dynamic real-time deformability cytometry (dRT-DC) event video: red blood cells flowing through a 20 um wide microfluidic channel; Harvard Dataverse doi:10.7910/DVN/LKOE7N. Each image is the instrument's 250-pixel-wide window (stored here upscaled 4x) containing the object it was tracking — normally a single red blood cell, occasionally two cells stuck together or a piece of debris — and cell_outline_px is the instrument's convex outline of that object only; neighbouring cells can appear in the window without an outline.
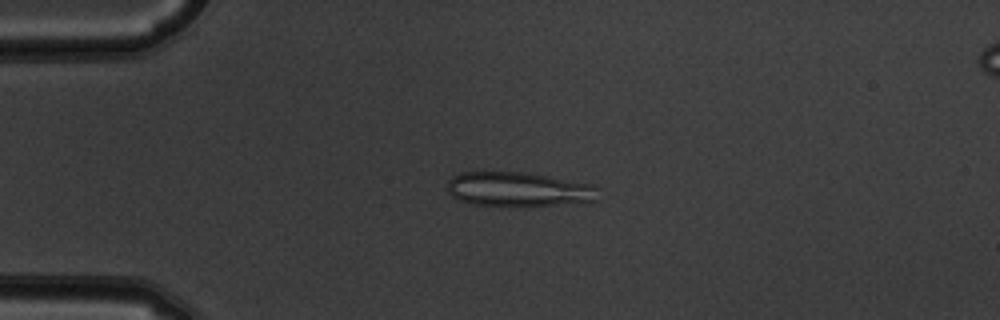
{"species": "common noctule bat (a hibernating species)", "species_latin": "Nyctalus noctula", "temperature_condition": "warm", "stored_images_in_passage": 52, "camera_frame_rate_fps": 3000, "um_per_image_px": 0.085, "animal": {"sex": "male", "body_mass_g": 19.5, "forearm_length_mm": 54.6}, "frame": {"image": 1, "passage_image": 12, "time_ms": 3.667, "image_size_px": [1000, 320], "cell_outline_px": [[600, 188], [596, 200], [552, 204], [468, 204], [452, 196], [448, 192], [448, 180], [452, 176], [460, 172], [524, 172], [596, 184]], "centroid_in_image_um": [44.07, 16.05], "position_along_channel_um": 40.9, "area_um2": 29.65}}
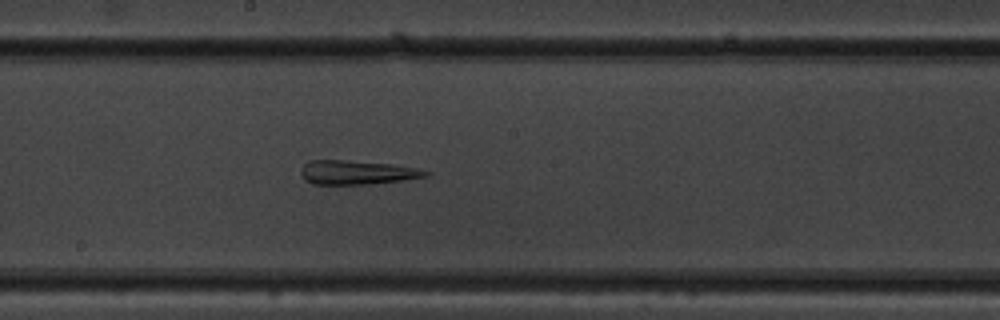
{"frame": {"image": 2, "passage_image": 28, "time_ms": 9.0, "image_size_px": [1000, 320], "cell_outline_px": [[432, 172], [428, 176], [404, 180], [372, 184], [312, 184], [304, 180], [300, 172], [300, 168], [308, 160], [344, 160], [392, 164], [416, 168]], "centroid_in_image_um": [30.32, 14.66], "position_along_channel_um": 217.9, "area_um2": 17.63}}
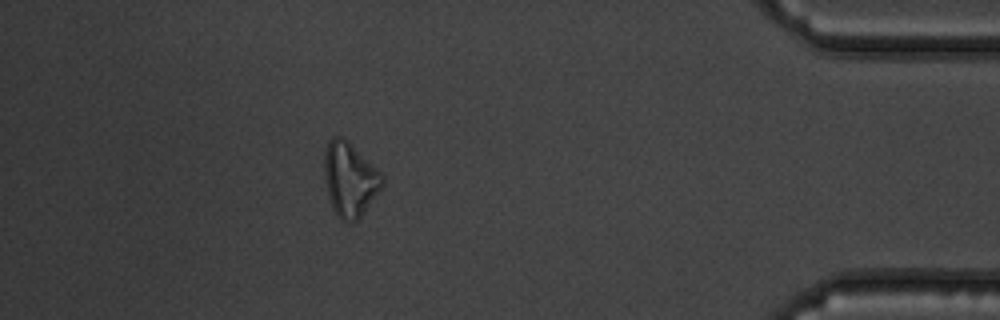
{"frame": {"image": 3, "passage_image": 46, "time_ms": 15.0, "image_size_px": [1000, 320], "cell_outline_px": [[384, 184], [360, 216], [356, 220], [340, 220], [332, 208], [328, 196], [324, 176], [324, 152], [328, 140], [332, 136], [344, 136], [384, 176]], "centroid_in_image_um": [29.7, 15.19], "position_along_channel_um": 405.5, "area_um2": 24.91}, "authors_computed_cell_mechanics": {"area_um2": 23.7269, "velocity_mm_per_s": 3.8611, "shape_relaxation_time_tau1_ms": null, "shape_relaxation_time_tau2_ms": 5.108, "deformation_change_tau1": null, "deformation_change_tau2": 0.1786}}